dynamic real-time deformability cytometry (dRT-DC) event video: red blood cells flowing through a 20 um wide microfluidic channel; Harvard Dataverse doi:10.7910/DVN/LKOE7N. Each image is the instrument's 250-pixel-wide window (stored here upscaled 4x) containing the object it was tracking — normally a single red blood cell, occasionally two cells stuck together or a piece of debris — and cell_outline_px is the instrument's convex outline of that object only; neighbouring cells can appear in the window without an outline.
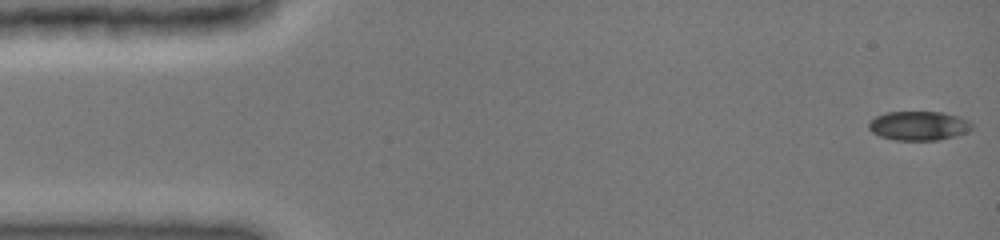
{"species": "common noctule bat (a hibernating species)", "species_latin": "Nyctalus noctula", "temperature_condition": "cold", "stored_images_in_passage": 47, "camera_frame_rate_fps": 3000, "um_per_image_px": 0.085, "animal": {"sex": "female", "body_mass_g": 19.0, "forearm_length_mm": 51.5}, "frame": {"image": 1, "passage_image": 1, "time_ms": 0.0, "image_size_px": [1000, 240], "cell_outline_px": [[972, 128], [956, 136], [936, 140], [896, 140], [880, 136], [872, 132], [868, 128], [868, 124], [876, 116], [888, 112], [944, 112], [960, 116], [968, 120], [972, 124]], "centroid_in_image_um": [78.1, 10.68], "position_along_channel_um": 6.9, "area_um2": 17.46}}
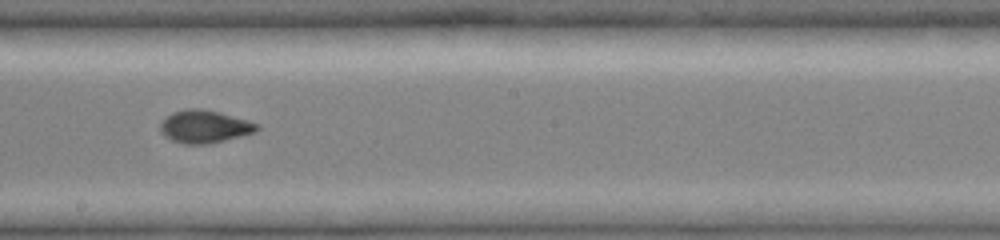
{"frame": {"image": 2, "passage_image": 27, "time_ms": 8.667, "image_size_px": [1000, 240], "cell_outline_px": [[260, 128], [256, 132], [208, 144], [184, 144], [172, 140], [164, 136], [160, 132], [160, 124], [172, 112], [188, 108], [200, 108], [220, 112], [248, 120], [260, 124]], "centroid_in_image_um": [17.4, 10.75], "position_along_channel_um": 230.8, "area_um2": 18.5}}
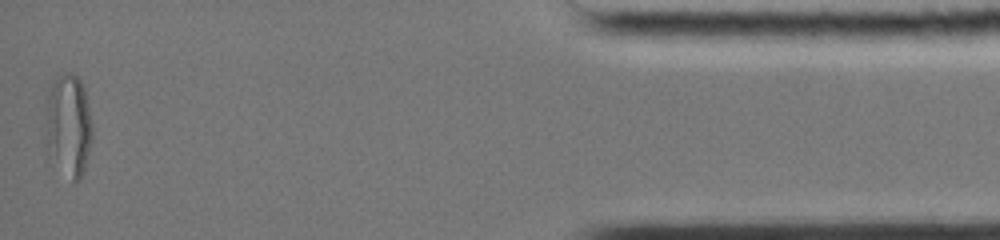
{"frame": {"image": 3, "passage_image": 47, "time_ms": 15.333, "image_size_px": [1000, 240], "cell_outline_px": [[92, 140], [84, 168], [80, 180], [76, 184], [48, 156], [44, 144], [44, 104], [52, 80], [56, 76], [64, 72], [72, 72], [80, 80], [84, 88], [92, 124]], "centroid_in_image_um": [5.75, 10.63], "position_along_channel_um": 429.4, "area_um2": 28.96}, "authors_computed_cell_mechanics": {"area_um2": 18.207, "velocity_mm_per_s": 4.0054, "shape_relaxation_time_tau1_ms": 9.6574, "shape_relaxation_time_tau2_ms": 1.2959, "deformation_change_tau1": 0.2519, "deformation_change_tau2": 0.04}}